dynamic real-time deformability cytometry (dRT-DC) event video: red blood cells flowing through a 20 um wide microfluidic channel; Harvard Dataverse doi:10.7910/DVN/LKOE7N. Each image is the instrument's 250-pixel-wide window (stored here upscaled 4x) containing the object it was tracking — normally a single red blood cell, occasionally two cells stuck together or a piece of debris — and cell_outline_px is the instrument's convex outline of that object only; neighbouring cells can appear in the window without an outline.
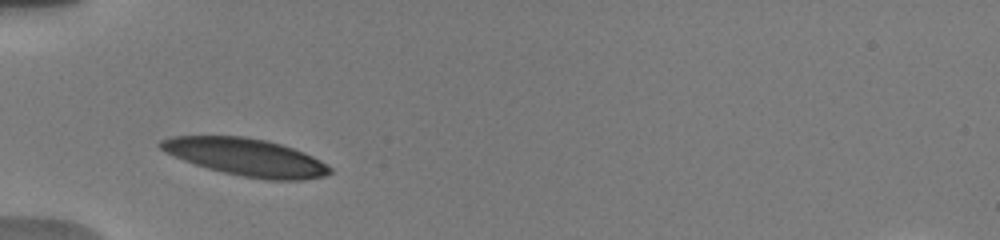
{"species": "human", "species_latin": "Homo sapiens", "temperature_condition": "warm", "stored_images_in_passage": 8, "camera_frame_rate_fps": 3000, "um_per_image_px": 0.085, "donor": {"sex": "male"}, "frame": {"image": 1, "passage_image": 1, "time_ms": 0.0, "image_size_px": [1000, 240], "cell_outline_px": [[332, 172], [324, 176], [300, 180], [268, 180], [244, 176], [224, 172], [208, 168], [184, 160], [164, 152], [156, 144], [160, 140], [172, 136], [244, 136], [268, 140], [304, 152], [320, 160], [332, 168]], "centroid_in_image_um": [20.9, 13.34], "position_along_channel_um": 64.1, "area_um2": 36.76}}